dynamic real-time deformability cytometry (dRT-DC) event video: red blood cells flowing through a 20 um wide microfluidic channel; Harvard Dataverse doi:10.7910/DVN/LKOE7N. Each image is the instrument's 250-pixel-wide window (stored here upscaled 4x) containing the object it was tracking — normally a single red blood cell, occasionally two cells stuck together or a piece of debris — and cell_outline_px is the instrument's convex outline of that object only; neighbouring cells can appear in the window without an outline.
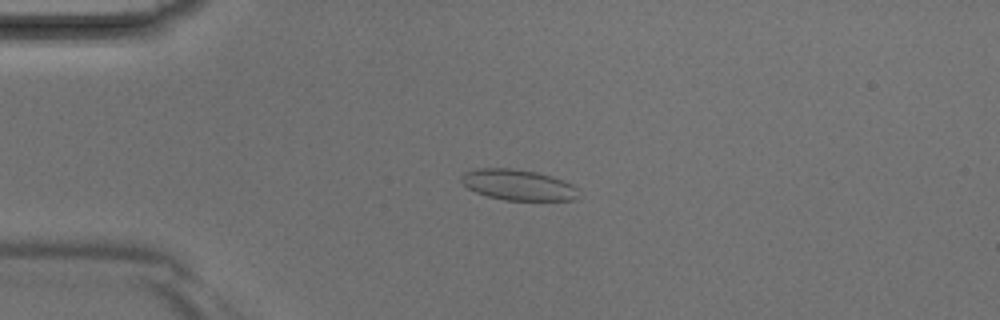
{"species": "Egyptian fruit bat (a non-hibernating species)", "species_latin": "Rousettus aegyptiacus", "temperature_condition": "room temperature", "stored_images_in_passage": 3, "camera_frame_rate_fps": 3000, "um_per_image_px": 0.085, "animal": {"sex": "male"}, "frame": {"image": 1, "passage_image": 3, "time_ms": 0.667, "image_size_px": [1000, 320], "cell_outline_px": [[580, 196], [576, 200], [504, 200], [488, 196], [476, 192], [468, 188], [460, 180], [460, 176], [464, 172], [476, 168], [512, 168], [536, 172], [552, 176], [564, 180], [572, 184], [576, 188]], "centroid_in_image_um": [44.04, 15.71], "position_along_channel_um": 41.0, "area_um2": 21.15}}